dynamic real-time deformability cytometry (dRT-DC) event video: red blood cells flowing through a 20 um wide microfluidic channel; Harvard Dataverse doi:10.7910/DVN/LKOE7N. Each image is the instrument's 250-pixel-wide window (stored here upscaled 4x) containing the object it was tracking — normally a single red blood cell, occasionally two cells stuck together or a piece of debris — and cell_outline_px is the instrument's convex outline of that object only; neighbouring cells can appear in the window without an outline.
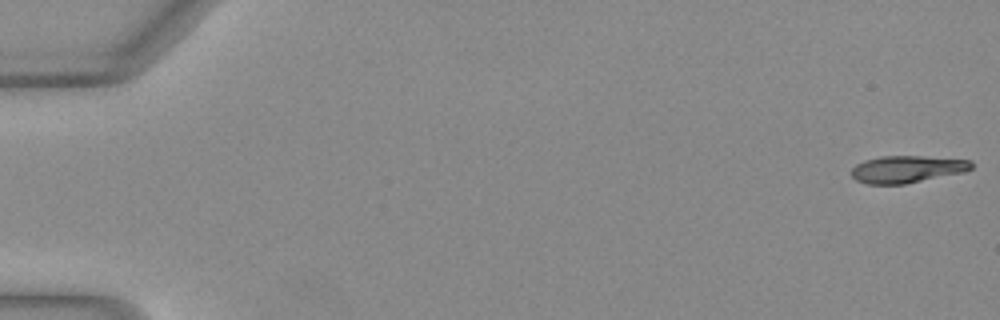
{"species": "Egyptian fruit bat (a non-hibernating species)", "species_latin": "Rousettus aegyptiacus", "temperature_condition": "warm", "stored_images_in_passage": 51, "camera_frame_rate_fps": 3000, "um_per_image_px": 0.085, "animal": {"sex": "female"}, "frame": {"image": 1, "passage_image": 1, "time_ms": 0.0, "image_size_px": [1000, 320], "cell_outline_px": [[972, 168], [964, 172], [904, 184], [868, 184], [856, 180], [852, 176], [852, 168], [856, 164], [864, 160], [880, 156], [924, 156], [972, 160]], "centroid_in_image_um": [77.09, 14.37], "position_along_channel_um": 7.9, "area_um2": 18.96}}
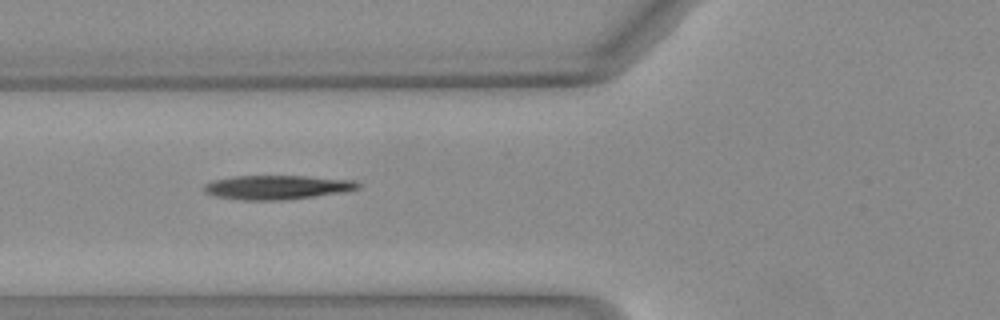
{"frame": {"image": 2, "passage_image": 20, "time_ms": 6.333, "image_size_px": [1000, 320], "cell_outline_px": [[360, 188], [340, 192], [284, 200], [244, 200], [216, 196], [204, 192], [204, 184], [212, 180], [232, 176], [304, 176], [356, 180], [360, 184]], "centroid_in_image_um": [23.52, 15.91], "position_along_channel_um": 102.3, "area_um2": 21.5}}
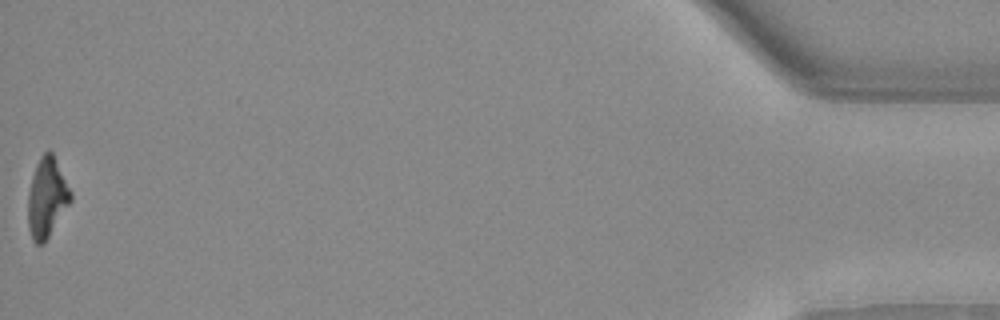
{"frame": {"image": 3, "passage_image": 51, "time_ms": 16.667, "image_size_px": [1000, 320], "cell_outline_px": [[72, 200], [44, 244], [36, 244], [32, 240], [28, 228], [28, 196], [32, 176], [36, 164], [40, 156], [48, 148], [52, 152], [72, 192]], "centroid_in_image_um": [3.98, 16.81], "position_along_channel_um": 431.2, "area_um2": 19.88}, "authors_computed_cell_mechanics": {"area_um2": 21.1548, "velocity_mm_per_s": 4.0934, "shape_relaxation_time_tau1_ms": 5.5525, "shape_relaxation_time_tau2_ms": 2.0448, "deformation_change_tau1": 0.2212, "deformation_change_tau2": 0.1095}}